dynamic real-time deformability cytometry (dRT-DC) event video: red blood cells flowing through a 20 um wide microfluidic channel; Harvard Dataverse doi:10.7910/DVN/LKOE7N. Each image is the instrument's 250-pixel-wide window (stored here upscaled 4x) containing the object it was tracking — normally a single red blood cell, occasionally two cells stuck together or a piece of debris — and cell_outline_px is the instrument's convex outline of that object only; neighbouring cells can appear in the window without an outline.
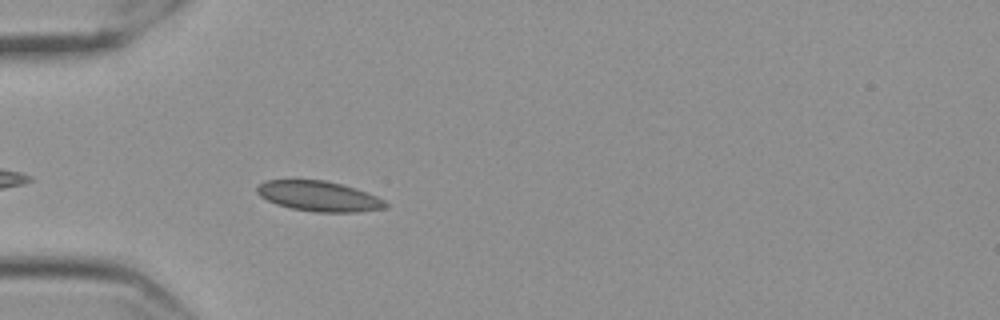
{"species": "Egyptian fruit bat (a non-hibernating species)", "species_latin": "Rousettus aegyptiacus", "temperature_condition": "cold", "stored_images_in_passage": 39, "camera_frame_rate_fps": 3000, "um_per_image_px": 0.085, "frame": {"image": 1, "passage_image": 4, "time_ms": 1.0, "image_size_px": [1000, 320], "cell_outline_px": [[388, 208], [360, 212], [312, 212], [292, 208], [276, 204], [260, 196], [256, 192], [256, 188], [260, 184], [268, 180], [324, 180], [356, 188], [376, 196], [384, 200], [388, 204]], "centroid_in_image_um": [27.13, 16.69], "position_along_channel_um": 57.9, "area_um2": 22.6}}
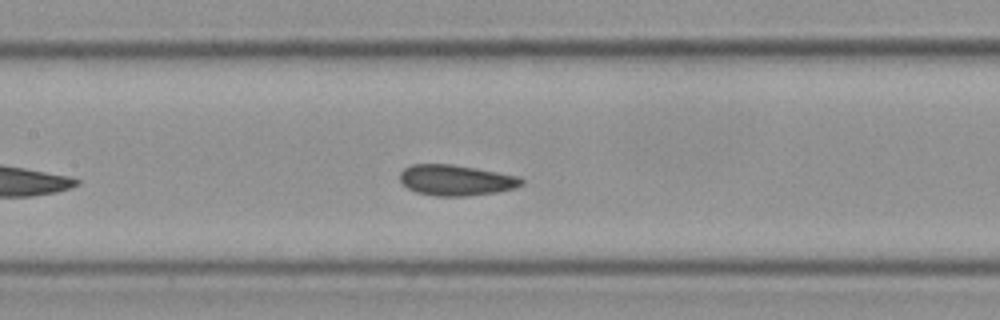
{"frame": {"image": 2, "passage_image": 14, "time_ms": 4.333, "image_size_px": [1000, 320], "cell_outline_px": [[524, 184], [516, 188], [496, 192], [468, 196], [436, 196], [416, 192], [408, 188], [400, 180], [400, 172], [404, 168], [412, 164], [452, 164], [476, 168], [520, 176], [524, 180]], "centroid_in_image_um": [38.79, 15.31], "position_along_channel_um": 168.6, "area_um2": 21.91}}
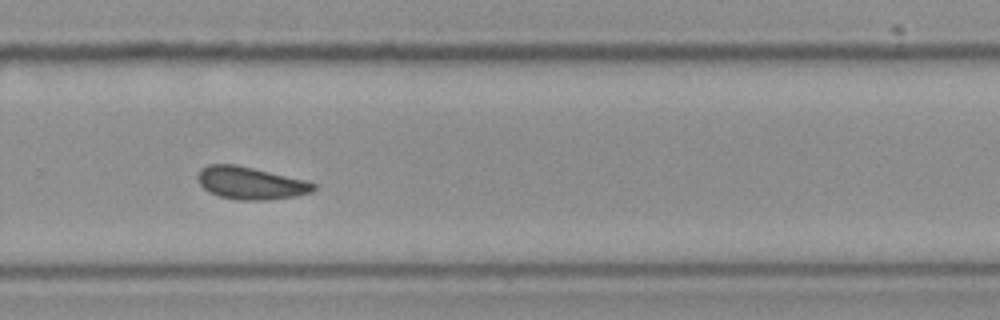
{"frame": {"image": 3, "passage_image": 26, "time_ms": 8.333, "image_size_px": [1000, 320], "cell_outline_px": [[316, 188], [312, 192], [296, 196], [268, 200], [236, 200], [220, 196], [208, 192], [200, 184], [196, 176], [200, 168], [208, 164], [236, 164], [304, 180], [316, 184]], "centroid_in_image_um": [21.26, 15.56], "position_along_channel_um": 308.5, "area_um2": 21.96}, "authors_computed_cell_mechanics": {"area_um2": 21.386, "velocity_mm_per_s": 3.5053, "shape_relaxation_time_tau1_ms": 3.4163, "shape_relaxation_time_tau2_ms": 2.6266, "deformation_change_tau1": 0.054, "deformation_change_tau2": 0.0444}}